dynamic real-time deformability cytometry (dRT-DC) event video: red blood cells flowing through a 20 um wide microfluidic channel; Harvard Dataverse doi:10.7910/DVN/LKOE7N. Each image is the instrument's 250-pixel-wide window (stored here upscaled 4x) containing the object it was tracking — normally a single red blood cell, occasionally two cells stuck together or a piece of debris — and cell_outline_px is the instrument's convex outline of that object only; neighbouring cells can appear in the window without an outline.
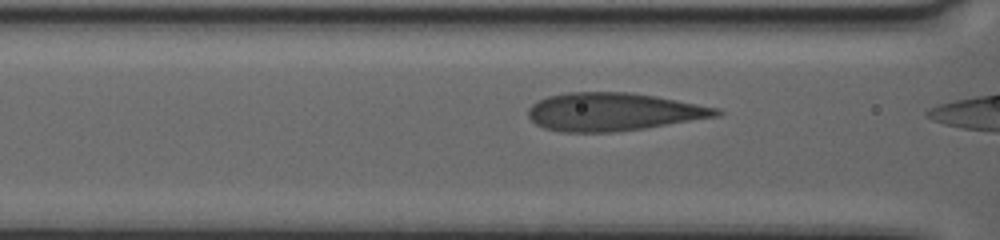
{"species": "human", "species_latin": "Homo sapiens", "temperature_condition": "warm", "stored_images_in_passage": 22, "camera_frame_rate_fps": 3000, "um_per_image_px": 0.085, "donor": {"sex": "female"}, "frame": {"image": 1, "passage_image": 19, "time_ms": 6.0, "image_size_px": [1000, 240], "cell_outline_px": [[724, 112], [720, 116], [644, 128], [612, 132], [560, 132], [544, 128], [536, 124], [528, 116], [528, 108], [532, 104], [548, 96], [568, 92], [628, 92], [656, 96], [716, 108]], "centroid_in_image_um": [52.1, 9.51], "position_along_channel_um": 114.5, "area_um2": 41.5}}